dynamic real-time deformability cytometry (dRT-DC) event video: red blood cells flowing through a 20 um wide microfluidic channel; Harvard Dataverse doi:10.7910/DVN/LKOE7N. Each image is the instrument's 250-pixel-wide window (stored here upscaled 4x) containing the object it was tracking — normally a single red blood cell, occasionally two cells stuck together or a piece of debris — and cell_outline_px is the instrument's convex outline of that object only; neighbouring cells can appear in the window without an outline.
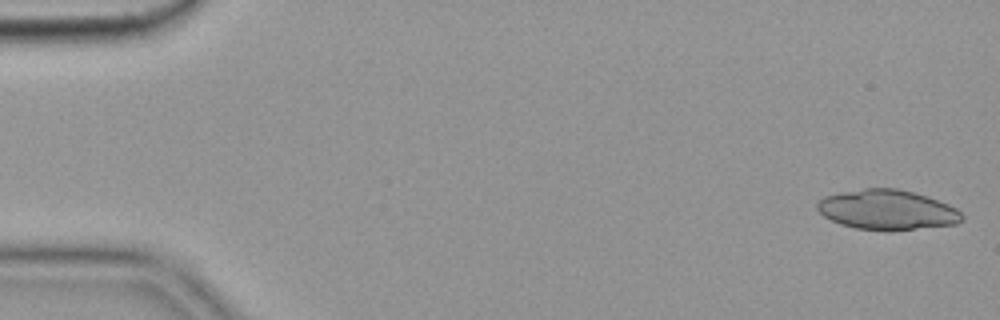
{"species": "common noctule bat (a hibernating species)", "species_latin": "Nyctalus noctula", "temperature_condition": "cold", "stored_images_in_passage": 54, "camera_frame_rate_fps": 3000, "um_per_image_px": 0.085, "animal": {"sex": "female", "body_mass_g": 19.9}, "frame": {"image": 1, "passage_image": 1, "time_ms": 0.0, "image_size_px": [1000, 320], "cell_outline_px": [[964, 220], [956, 224], [888, 232], [884, 232], [856, 228], [840, 224], [824, 216], [816, 208], [816, 204], [824, 196], [840, 192], [864, 188], [896, 188], [928, 196], [948, 204], [956, 208], [964, 216]], "centroid_in_image_um": [75.42, 17.85], "position_along_channel_um": 9.6, "area_um2": 34.04}}